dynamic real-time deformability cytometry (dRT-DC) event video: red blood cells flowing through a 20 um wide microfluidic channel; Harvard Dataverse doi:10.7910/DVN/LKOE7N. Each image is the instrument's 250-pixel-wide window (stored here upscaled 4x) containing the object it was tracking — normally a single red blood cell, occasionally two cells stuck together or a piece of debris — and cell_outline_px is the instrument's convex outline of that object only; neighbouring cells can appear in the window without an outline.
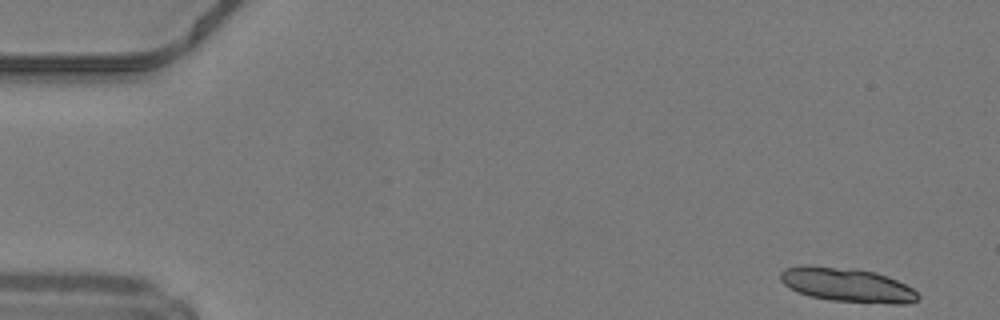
{"species": "common noctule bat (a hibernating species)", "species_latin": "Nyctalus noctula", "temperature_condition": "warm", "stored_images_in_passage": 49, "segment_of_instrument_passage": [1, 2], "camera_frame_rate_fps": 3000, "um_per_image_px": 0.085, "animal": {"sex": "male", "body_mass_g": 19.2, "forearm_length_mm": 51.8}, "frame": {"image": 1, "passage_image": 1, "time_ms": 0.0, "image_size_px": [1000, 320], "cell_outline_px": [[920, 296], [916, 300], [908, 304], [892, 304], [832, 300], [808, 296], [796, 292], [784, 284], [780, 280], [780, 272], [784, 268], [800, 264], [812, 264], [856, 268], [876, 272], [888, 276], [912, 288]], "centroid_in_image_um": [71.95, 24.19], "position_along_channel_um": 13.0, "area_um2": 27.86}}